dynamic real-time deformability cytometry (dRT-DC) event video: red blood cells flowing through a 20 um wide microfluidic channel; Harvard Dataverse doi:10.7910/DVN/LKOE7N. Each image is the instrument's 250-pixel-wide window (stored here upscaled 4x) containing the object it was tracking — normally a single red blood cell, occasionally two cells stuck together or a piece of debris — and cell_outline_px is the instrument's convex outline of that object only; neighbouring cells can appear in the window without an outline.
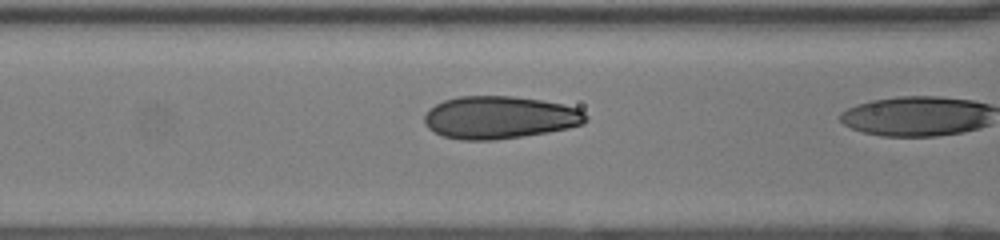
{"species": "human", "species_latin": "Homo sapiens", "temperature_condition": "room temperature", "stored_images_in_passage": 23, "camera_frame_rate_fps": 3000, "um_per_image_px": 0.085, "donor": {"sex": "female"}, "frame": {"image": 1, "passage_image": 22, "time_ms": 7.0, "image_size_px": [1000, 240], "cell_outline_px": [[588, 120], [584, 124], [568, 128], [548, 132], [524, 136], [496, 140], [460, 140], [444, 136], [428, 128], [424, 124], [424, 116], [428, 108], [444, 100], [460, 96], [512, 96], [540, 100], [580, 108], [588, 116]], "centroid_in_image_um": [42.47, 9.99], "position_along_channel_um": 124.1, "area_um2": 40.29}}